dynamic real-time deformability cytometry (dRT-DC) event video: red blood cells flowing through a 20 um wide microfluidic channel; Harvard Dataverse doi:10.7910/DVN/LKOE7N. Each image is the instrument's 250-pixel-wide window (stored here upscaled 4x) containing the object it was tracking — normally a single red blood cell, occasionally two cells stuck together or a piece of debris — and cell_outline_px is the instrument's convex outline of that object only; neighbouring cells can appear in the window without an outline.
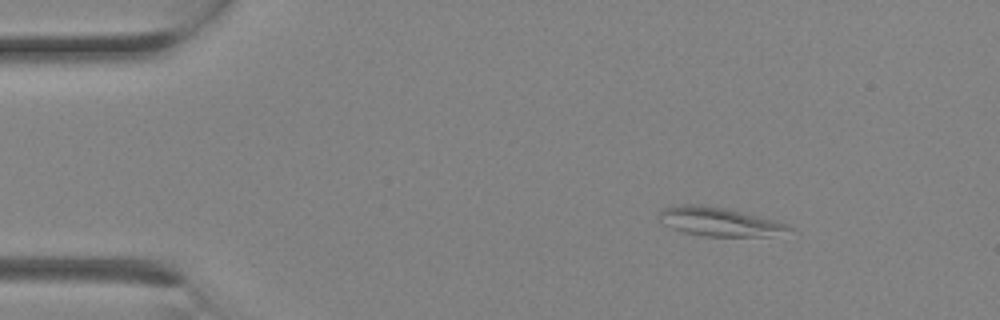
{"species": "Egyptian fruit bat (a non-hibernating species)", "species_latin": "Rousettus aegyptiacus", "temperature_condition": "room temperature", "stored_images_in_passage": 8, "camera_frame_rate_fps": 3000, "um_per_image_px": 0.085, "animal": {"sex": "female"}, "frame": {"image": 1, "passage_image": 1, "time_ms": 0.0, "image_size_px": [1000, 320], "cell_outline_px": [[796, 228], [772, 236], [704, 236], [684, 232], [672, 228], [664, 224], [660, 220], [660, 212], [664, 208], [680, 204], [696, 204], [724, 208], [788, 224]], "centroid_in_image_um": [61.13, 18.85], "position_along_channel_um": 23.9, "area_um2": 21.33}}
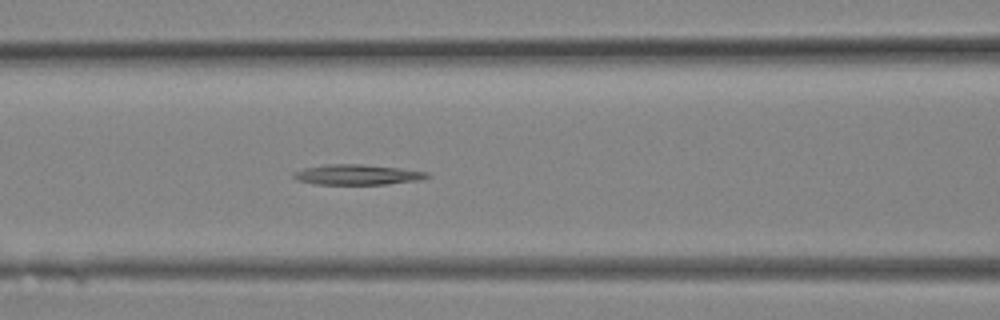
{"frame": {"image": 2, "passage_image": 8, "time_ms": 2.333, "image_size_px": [1000, 320], "cell_outline_px": [[432, 176], [420, 180], [388, 184], [316, 184], [296, 180], [292, 176], [292, 172], [304, 168], [324, 164], [360, 164], [400, 168], [428, 172]], "centroid_in_image_um": [30.36, 14.84], "position_along_channel_um": 136.2, "area_um2": 15.9}}